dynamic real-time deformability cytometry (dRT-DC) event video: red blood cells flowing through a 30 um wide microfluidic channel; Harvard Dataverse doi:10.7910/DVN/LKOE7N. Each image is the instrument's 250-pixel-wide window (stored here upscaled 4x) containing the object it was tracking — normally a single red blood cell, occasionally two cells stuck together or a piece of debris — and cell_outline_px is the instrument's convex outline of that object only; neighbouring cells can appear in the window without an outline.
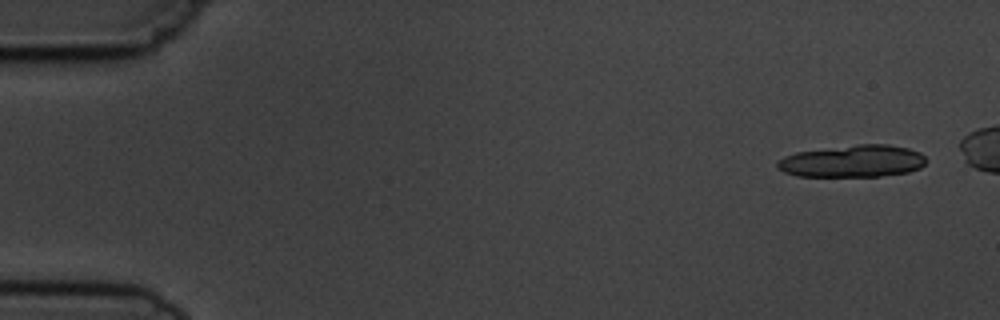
{"species": "common noctule bat (a hibernating species)", "species_latin": "Nyctalus noctula", "temperature_condition": "cold", "stored_images_in_passage": 7, "camera_frame_rate_fps": 3000, "um_per_image_px": 0.085, "animal": {"sex": "male", "body_mass_g": 19.5, "forearm_length_mm": 54.6}, "frame": {"image": 1, "passage_image": 1, "time_ms": 0.0, "image_size_px": [1000, 320], "cell_outline_px": [[928, 160], [920, 168], [908, 172], [880, 176], [796, 176], [784, 172], [776, 168], [776, 164], [784, 156], [796, 152], [856, 144], [888, 144], [908, 148], [920, 152]], "centroid_in_image_um": [72.48, 13.69], "position_along_channel_um": 12.5, "area_um2": 27.98}}
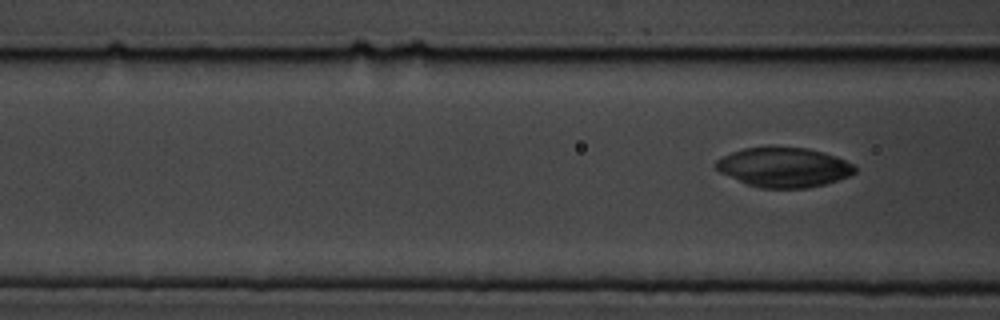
{"frame": {"image": 2, "passage_image": 7, "time_ms": 8.0, "image_size_px": [1000, 320], "cell_outline_px": [[856, 172], [848, 176], [824, 184], [808, 188], [760, 188], [748, 184], [720, 172], [716, 168], [716, 160], [732, 152], [744, 148], [808, 148], [824, 152], [836, 156], [852, 164], [856, 168]], "centroid_in_image_um": [66.64, 14.23], "position_along_channel_um": 100.0, "area_um2": 31.56}}